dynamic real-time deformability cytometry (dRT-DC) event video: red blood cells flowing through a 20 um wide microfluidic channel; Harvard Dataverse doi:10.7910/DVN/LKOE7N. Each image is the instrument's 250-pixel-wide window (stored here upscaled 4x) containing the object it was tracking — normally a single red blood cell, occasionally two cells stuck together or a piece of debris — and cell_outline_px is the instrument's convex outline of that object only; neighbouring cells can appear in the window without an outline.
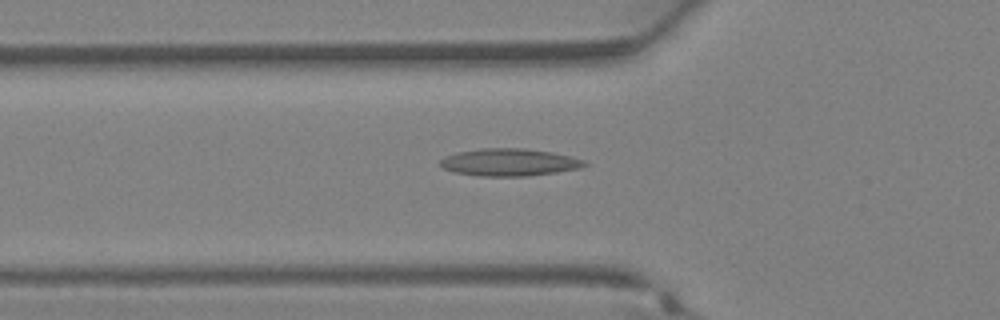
{"species": "Egyptian fruit bat (a non-hibernating species)", "species_latin": "Rousettus aegyptiacus", "temperature_condition": "warm", "stored_images_in_passage": 36, "camera_frame_rate_fps": 3000, "um_per_image_px": 0.085, "animal": {"sex": "female"}, "frame": {"image": 1, "passage_image": 12, "time_ms": 3.667, "image_size_px": [1000, 320], "cell_outline_px": [[588, 164], [580, 168], [556, 172], [524, 176], [480, 176], [456, 172], [444, 168], [440, 164], [440, 160], [444, 156], [456, 152], [480, 148], [524, 148], [552, 152], [572, 156], [584, 160]], "centroid_in_image_um": [43.29, 13.78], "position_along_channel_um": 82.5, "area_um2": 23.0}}
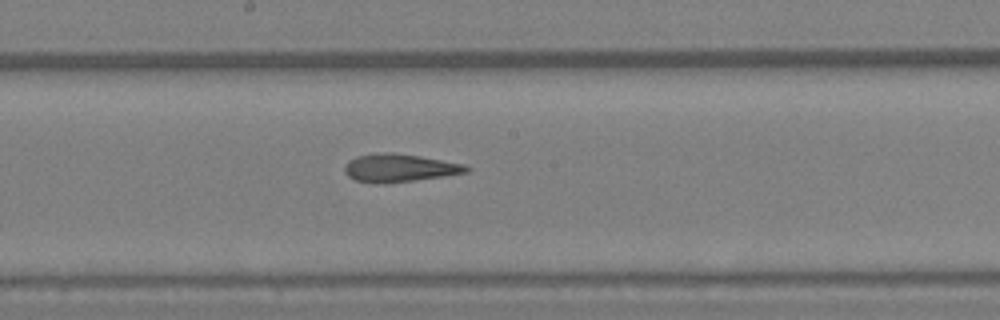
{"frame": {"image": 2, "passage_image": 19, "time_ms": 6.0, "image_size_px": [1000, 320], "cell_outline_px": [[472, 168], [468, 172], [416, 180], [376, 184], [356, 180], [348, 176], [344, 172], [344, 164], [348, 160], [356, 156], [384, 152], [392, 152], [420, 156], [464, 164]], "centroid_in_image_um": [33.92, 14.27], "position_along_channel_um": 214.3, "area_um2": 19.88}}
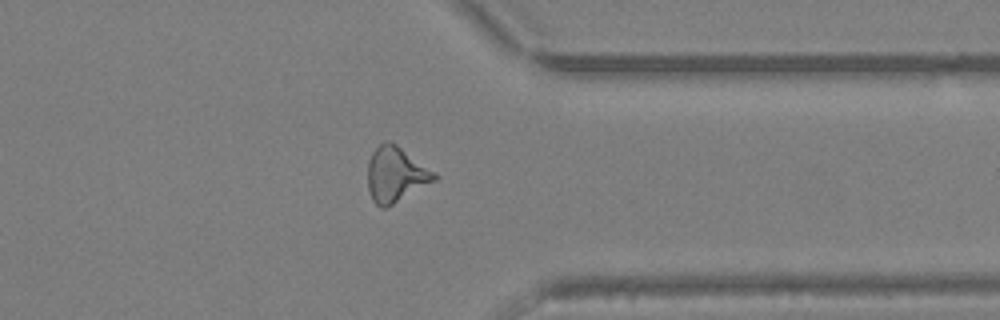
{"frame": {"image": 3, "passage_image": 28, "time_ms": 9.0, "image_size_px": [1000, 320], "cell_outline_px": [[440, 176], [436, 180], [388, 208], [380, 208], [372, 200], [368, 188], [368, 160], [372, 152], [384, 140], [388, 140], [396, 144], [436, 172]], "centroid_in_image_um": [33.64, 14.85], "position_along_channel_um": 377.8, "area_um2": 21.73}}